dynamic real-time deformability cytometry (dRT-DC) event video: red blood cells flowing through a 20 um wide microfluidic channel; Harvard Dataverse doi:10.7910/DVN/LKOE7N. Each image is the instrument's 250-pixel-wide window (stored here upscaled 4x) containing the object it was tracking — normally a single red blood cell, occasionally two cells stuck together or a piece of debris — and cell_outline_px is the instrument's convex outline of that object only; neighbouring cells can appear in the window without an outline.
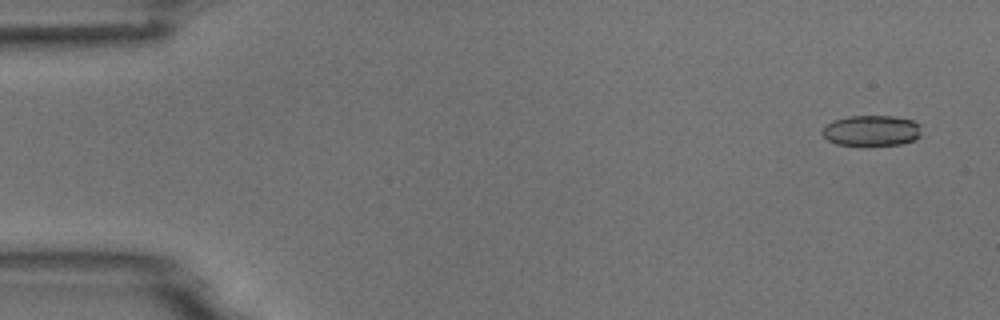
{"species": "common noctule bat (a hibernating species)", "species_latin": "Nyctalus noctula", "temperature_condition": "room temperature", "stored_images_in_passage": 4, "camera_frame_rate_fps": 3000, "um_per_image_px": 0.085, "animal": {"sex": "male", "body_mass_g": 18.8}, "frame": {"image": 1, "passage_image": 1, "time_ms": 0.0, "image_size_px": [1000, 320], "cell_outline_px": [[920, 136], [916, 140], [900, 144], [836, 144], [828, 140], [820, 132], [832, 120], [848, 116], [892, 116], [912, 120], [920, 124]], "centroid_in_image_um": [74.09, 11.08], "position_along_channel_um": 10.9, "area_um2": 17.51}}
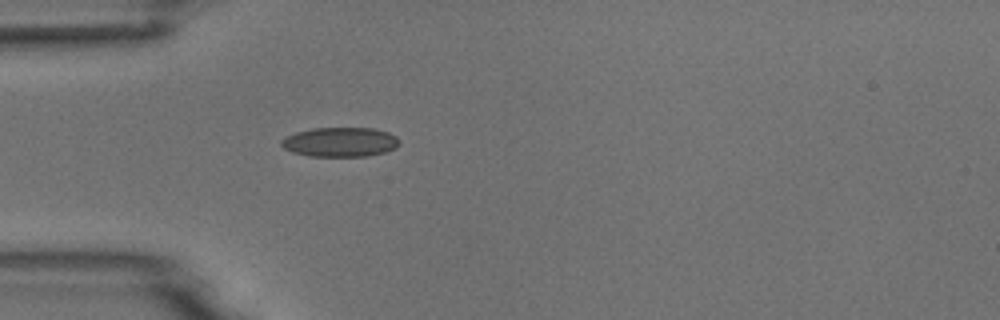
{"frame": {"image": 2, "passage_image": 4, "time_ms": 4.333, "image_size_px": [1000, 320], "cell_outline_px": [[400, 144], [396, 148], [384, 152], [368, 156], [308, 156], [292, 152], [284, 148], [280, 144], [280, 140], [296, 132], [312, 128], [372, 128], [388, 132], [396, 136], [400, 140]], "centroid_in_image_um": [28.93, 12.07], "position_along_channel_um": 56.1, "area_um2": 20.35}}